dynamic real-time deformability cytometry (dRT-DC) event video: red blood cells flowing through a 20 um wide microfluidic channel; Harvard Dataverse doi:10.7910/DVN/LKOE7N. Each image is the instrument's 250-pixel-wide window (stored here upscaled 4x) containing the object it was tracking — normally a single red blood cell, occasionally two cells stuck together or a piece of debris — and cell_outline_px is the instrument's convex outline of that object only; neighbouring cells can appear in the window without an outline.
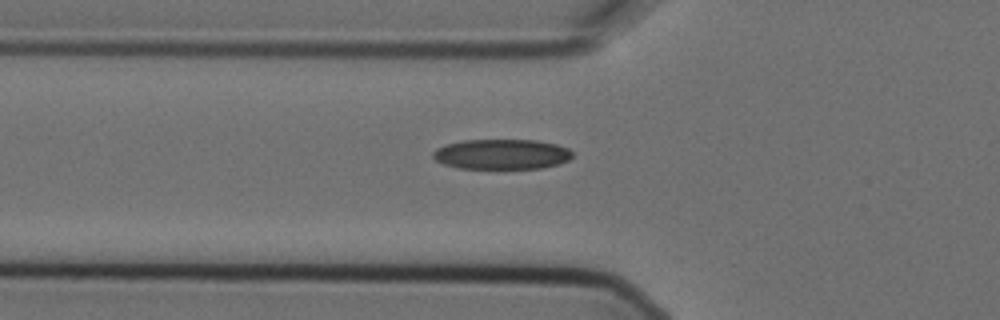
{"species": "Egyptian fruit bat (a non-hibernating species)", "species_latin": "Rousettus aegyptiacus", "temperature_condition": "cold", "stored_images_in_passage": 5, "camera_frame_rate_fps": 3000, "um_per_image_px": 0.085, "animal": {"sex": "female"}, "frame": {"image": 1, "passage_image": 5, "time_ms": 1.333, "image_size_px": [1000, 320], "cell_outline_px": [[572, 156], [568, 160], [556, 164], [540, 168], [460, 168], [444, 164], [436, 160], [432, 156], [432, 152], [436, 148], [444, 144], [464, 140], [536, 140], [556, 144], [568, 148], [572, 152]], "centroid_in_image_um": [42.61, 13.1], "position_along_channel_um": 83.2, "area_um2": 24.39}}